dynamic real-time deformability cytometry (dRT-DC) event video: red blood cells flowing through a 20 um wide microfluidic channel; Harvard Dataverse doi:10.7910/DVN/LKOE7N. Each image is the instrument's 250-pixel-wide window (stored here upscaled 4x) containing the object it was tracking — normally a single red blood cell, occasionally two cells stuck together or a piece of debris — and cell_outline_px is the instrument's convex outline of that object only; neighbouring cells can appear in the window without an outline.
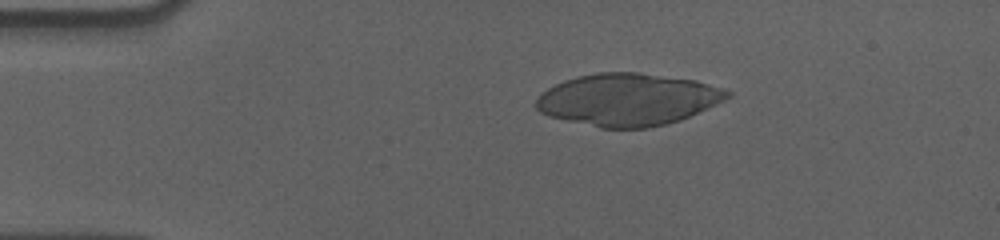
{"species": "human", "species_latin": "Homo sapiens", "temperature_condition": "cold", "stored_images_in_passage": 56, "camera_frame_rate_fps": 3000, "um_per_image_px": 0.085, "donor": {"sex": "male"}, "frame": {"image": 1, "passage_image": 11, "time_ms": 3.333, "image_size_px": [1000, 240], "cell_outline_px": [[732, 96], [724, 100], [680, 120], [648, 128], [600, 128], [548, 116], [540, 112], [536, 108], [536, 100], [548, 88], [564, 80], [576, 76], [596, 72], [636, 72], [696, 80], [732, 92]], "centroid_in_image_um": [53.35, 8.46], "position_along_channel_um": 31.7, "area_um2": 57.86}}